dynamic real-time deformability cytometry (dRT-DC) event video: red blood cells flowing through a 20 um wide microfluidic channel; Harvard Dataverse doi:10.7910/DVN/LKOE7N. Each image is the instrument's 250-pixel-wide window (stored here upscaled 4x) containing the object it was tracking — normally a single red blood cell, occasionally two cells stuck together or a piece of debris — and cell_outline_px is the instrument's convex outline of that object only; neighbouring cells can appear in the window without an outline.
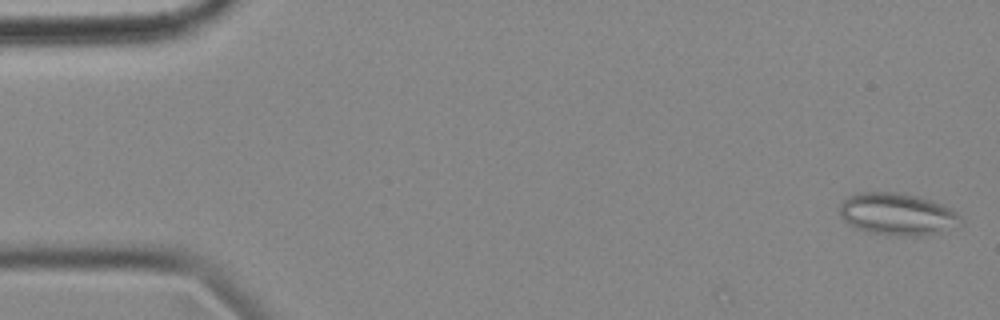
{"species": "common noctule bat (a hibernating species)", "species_latin": "Nyctalus noctula", "temperature_condition": "cold", "stored_images_in_passage": 7, "camera_frame_rate_fps": 3000, "um_per_image_px": 0.085, "animal": {"sex": "female", "body_mass_g": 18.4}, "frame": {"image": 1, "passage_image": 2, "time_ms": 0.333, "image_size_px": [1000, 320], "cell_outline_px": [[956, 216], [940, 228], [924, 236], [916, 236], [872, 232], [856, 228], [840, 216], [840, 204], [848, 196], [856, 192], [896, 192], [916, 196], [932, 200], [944, 204], [952, 208], [956, 212]], "centroid_in_image_um": [76.08, 18.13], "position_along_channel_um": 8.9, "area_um2": 28.09}}